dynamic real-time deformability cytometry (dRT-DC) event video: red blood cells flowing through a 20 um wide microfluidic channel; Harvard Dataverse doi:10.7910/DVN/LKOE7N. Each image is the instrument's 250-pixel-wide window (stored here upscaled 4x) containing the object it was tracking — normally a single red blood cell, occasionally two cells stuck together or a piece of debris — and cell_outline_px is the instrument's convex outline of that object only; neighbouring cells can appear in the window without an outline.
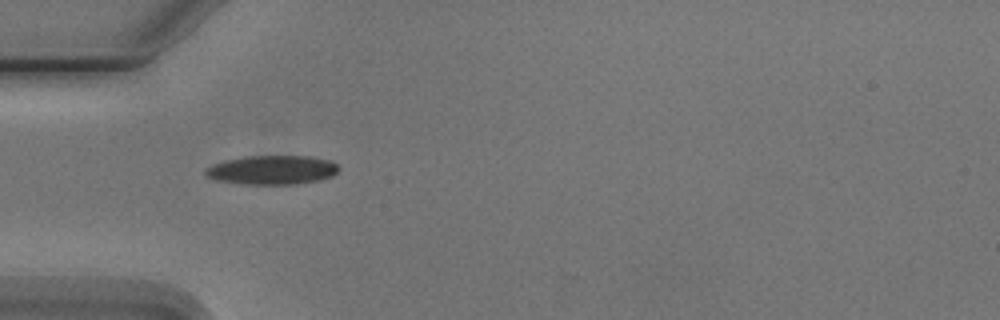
{"species": "Egyptian fruit bat (a non-hibernating species)", "species_latin": "Rousettus aegyptiacus", "temperature_condition": "cold", "stored_images_in_passage": 6, "camera_frame_rate_fps": 3000, "um_per_image_px": 0.085, "animal": {"sex": "male"}, "frame": {"image": 1, "passage_image": 5, "time_ms": 5.0, "image_size_px": [1000, 320], "cell_outline_px": [[340, 168], [332, 176], [320, 180], [296, 184], [244, 184], [216, 180], [208, 176], [204, 172], [204, 168], [212, 164], [224, 160], [248, 156], [308, 156], [328, 160], [336, 164]], "centroid_in_image_um": [23.11, 14.44], "position_along_channel_um": 61.9, "area_um2": 22.54}}
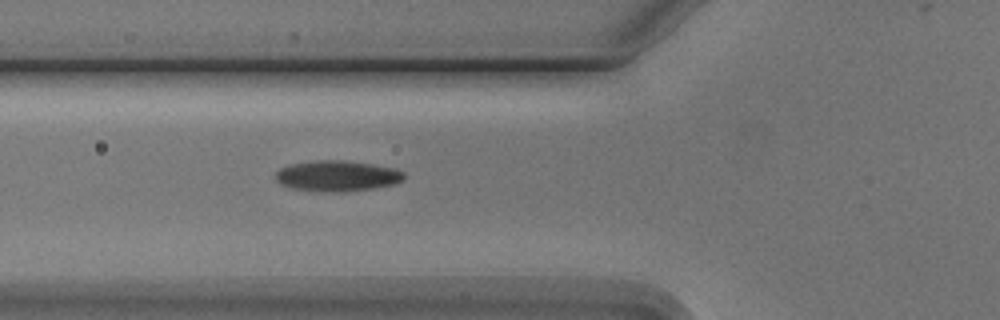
{"frame": {"image": 2, "passage_image": 6, "time_ms": 6.0, "image_size_px": [1000, 320], "cell_outline_px": [[404, 180], [396, 184], [376, 188], [344, 192], [324, 192], [288, 188], [280, 184], [276, 180], [276, 172], [280, 168], [288, 164], [316, 160], [340, 160], [372, 164], [396, 168], [404, 172]], "centroid_in_image_um": [28.66, 14.96], "position_along_channel_um": 97.1, "area_um2": 23.41}}